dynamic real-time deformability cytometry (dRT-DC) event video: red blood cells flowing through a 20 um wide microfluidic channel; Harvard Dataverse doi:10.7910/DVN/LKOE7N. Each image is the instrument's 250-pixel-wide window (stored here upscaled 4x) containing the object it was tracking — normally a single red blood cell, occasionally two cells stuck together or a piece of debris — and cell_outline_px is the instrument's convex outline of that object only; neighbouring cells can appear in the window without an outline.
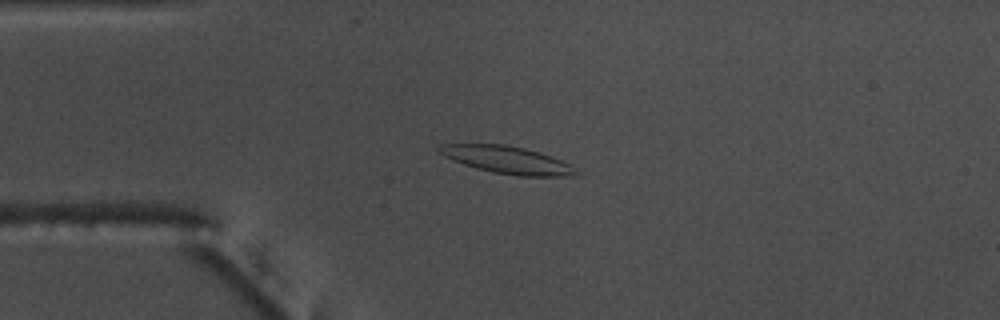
{"species": "common noctule bat (a hibernating species)", "species_latin": "Nyctalus noctula", "temperature_condition": "warm", "stored_images_in_passage": 54, "camera_frame_rate_fps": 3000, "um_per_image_px": 0.085, "animal": {"sex": "male", "body_mass_g": 17.5, "forearm_length_mm": 52.3}, "frame": {"image": 1, "passage_image": 13, "time_ms": 4.0, "image_size_px": [1000, 320], "cell_outline_px": [[580, 172], [576, 176], [516, 176], [492, 172], [476, 168], [452, 160], [444, 156], [436, 148], [440, 144], [504, 144], [524, 148], [540, 152], [572, 164]], "centroid_in_image_um": [43.16, 13.6], "position_along_channel_um": 41.8, "area_um2": 22.02}}
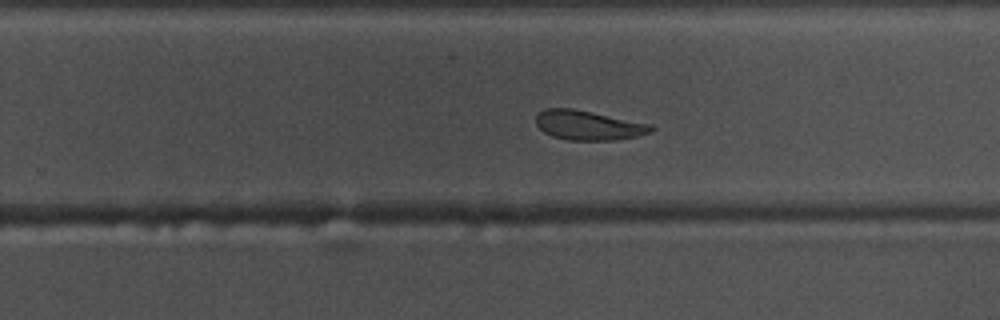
{"frame": {"image": 2, "passage_image": 34, "time_ms": 11.0, "image_size_px": [1000, 320], "cell_outline_px": [[656, 128], [652, 132], [636, 136], [616, 140], [568, 140], [552, 136], [544, 132], [536, 124], [536, 116], [544, 108], [572, 108], [652, 124]], "centroid_in_image_um": [50.03, 10.65], "position_along_channel_um": 279.8, "area_um2": 19.83}}
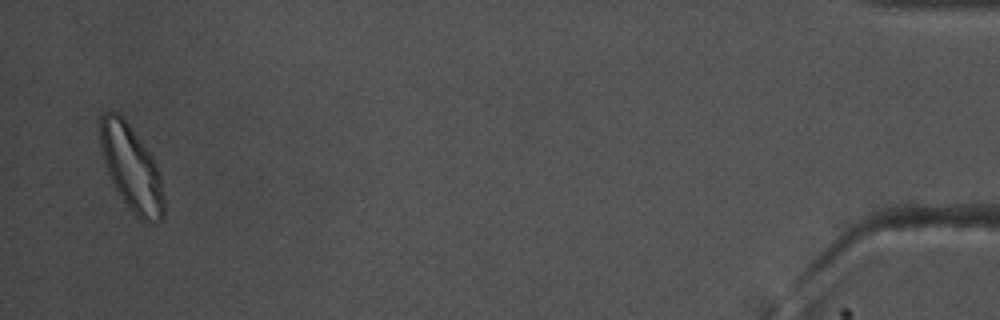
{"frame": {"image": 3, "passage_image": 53, "time_ms": 17.333, "image_size_px": [1000, 320], "cell_outline_px": [[164, 216], [160, 220], [140, 220], [132, 212], [120, 196], [112, 184], [100, 148], [100, 116], [104, 112], [116, 112], [128, 124], [148, 152], [156, 164], [160, 176], [164, 196]], "centroid_in_image_um": [11.15, 14.31], "position_along_channel_um": 424.0, "area_um2": 31.04}, "authors_computed_cell_mechanics": {"area_um2": 21.386, "velocity_mm_per_s": 3.7051, "shape_relaxation_time_tau1_ms": 4.5382, "shape_relaxation_time_tau2_ms": 5.4989, "deformation_change_tau1": 0.1469, "deformation_change_tau2": 0.1344}}